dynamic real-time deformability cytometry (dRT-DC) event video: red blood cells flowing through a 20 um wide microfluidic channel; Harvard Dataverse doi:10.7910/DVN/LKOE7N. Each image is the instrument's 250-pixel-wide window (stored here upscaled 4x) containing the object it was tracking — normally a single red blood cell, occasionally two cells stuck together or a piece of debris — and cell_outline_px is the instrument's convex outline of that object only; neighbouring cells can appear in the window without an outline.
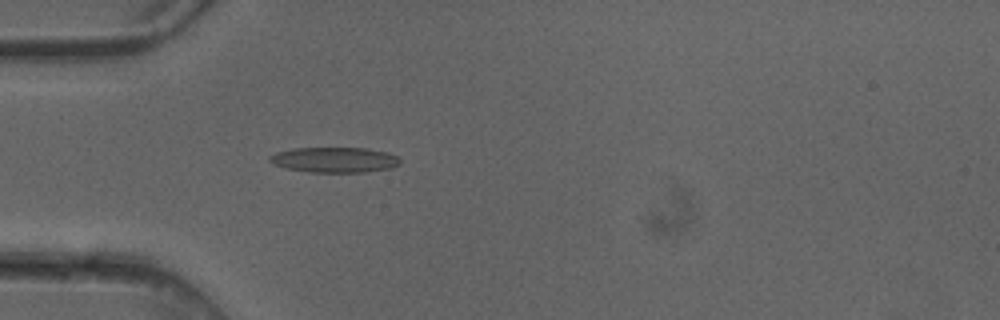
{"species": "common noctule bat (a hibernating species)", "species_latin": "Nyctalus noctula", "temperature_condition": "cold", "stored_images_in_passage": 5, "camera_frame_rate_fps": 3000, "um_per_image_px": 0.085, "animal": {"sex": "female"}, "frame": {"image": 1, "passage_image": 5, "time_ms": 1.333, "image_size_px": [1000, 320], "cell_outline_px": [[400, 164], [392, 168], [368, 172], [308, 172], [284, 168], [272, 164], [268, 160], [268, 156], [276, 152], [292, 148], [368, 148], [388, 152], [396, 156], [400, 160]], "centroid_in_image_um": [28.41, 13.59], "position_along_channel_um": 56.6, "area_um2": 19.54}}